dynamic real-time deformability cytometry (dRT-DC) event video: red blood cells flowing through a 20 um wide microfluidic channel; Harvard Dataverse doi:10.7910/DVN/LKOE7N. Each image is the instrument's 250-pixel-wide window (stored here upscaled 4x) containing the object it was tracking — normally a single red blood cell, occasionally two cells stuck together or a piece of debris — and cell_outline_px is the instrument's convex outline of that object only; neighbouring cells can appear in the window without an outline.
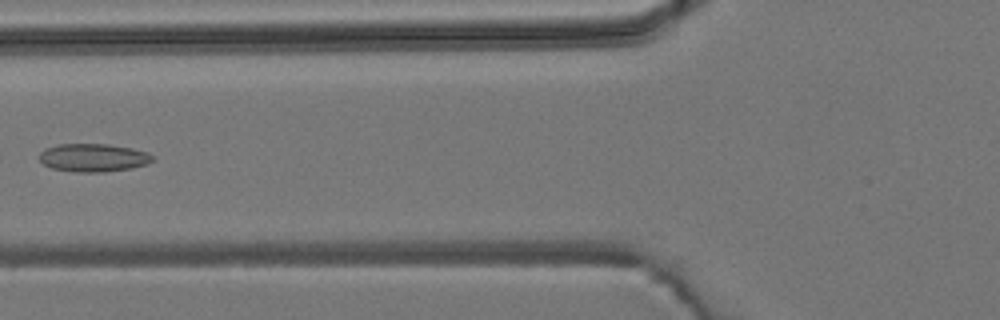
{"species": "common noctule bat (a hibernating species)", "species_latin": "Nyctalus noctula", "temperature_condition": "room temperature", "stored_images_in_passage": 4, "camera_frame_rate_fps": 3000, "um_per_image_px": 0.085, "animal": {"sex": "male", "body_mass_g": 19.2, "forearm_length_mm": 51.8}, "frame": {"image": 1, "passage_image": 4, "time_ms": 3.333, "image_size_px": [1000, 320], "cell_outline_px": [[156, 160], [148, 164], [132, 168], [104, 172], [76, 172], [52, 168], [44, 164], [40, 160], [40, 152], [44, 148], [56, 144], [108, 144], [132, 148], [148, 152], [156, 156]], "centroid_in_image_um": [7.99, 13.4], "position_along_channel_um": 117.8, "area_um2": 18.84}}